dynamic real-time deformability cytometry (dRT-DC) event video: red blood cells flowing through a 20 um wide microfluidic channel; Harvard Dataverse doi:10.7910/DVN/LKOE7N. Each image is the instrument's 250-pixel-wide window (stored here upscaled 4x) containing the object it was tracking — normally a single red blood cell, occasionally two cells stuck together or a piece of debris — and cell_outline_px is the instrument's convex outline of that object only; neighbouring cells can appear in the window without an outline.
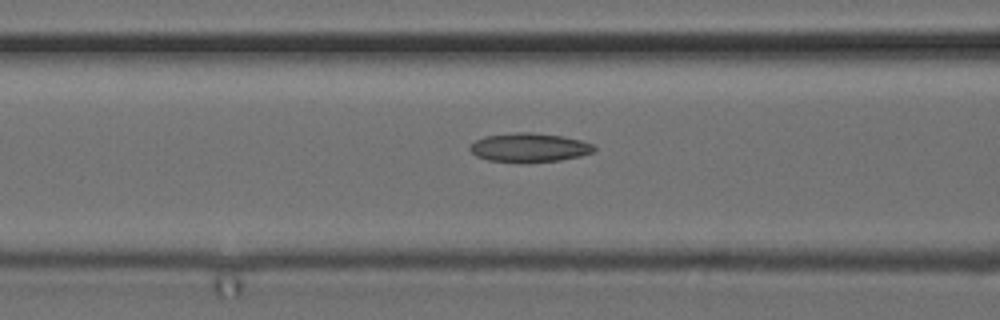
{"species": "common noctule bat (a hibernating species)", "species_latin": "Nyctalus noctula", "temperature_condition": "cold", "stored_images_in_passage": 25, "camera_frame_rate_fps": 3000, "um_per_image_px": 0.085, "animal": {"sex": "female", "body_mass_g": 24.6, "forearm_length_mm": 56.2}, "frame": {"image": 1, "passage_image": 22, "time_ms": 7.0, "image_size_px": [1000, 320], "cell_outline_px": [[596, 152], [580, 156], [560, 160], [488, 160], [476, 156], [468, 148], [468, 144], [484, 136], [516, 132], [532, 132], [564, 136], [596, 144]], "centroid_in_image_um": [45.02, 12.5], "position_along_channel_um": 121.6, "area_um2": 20.58}}
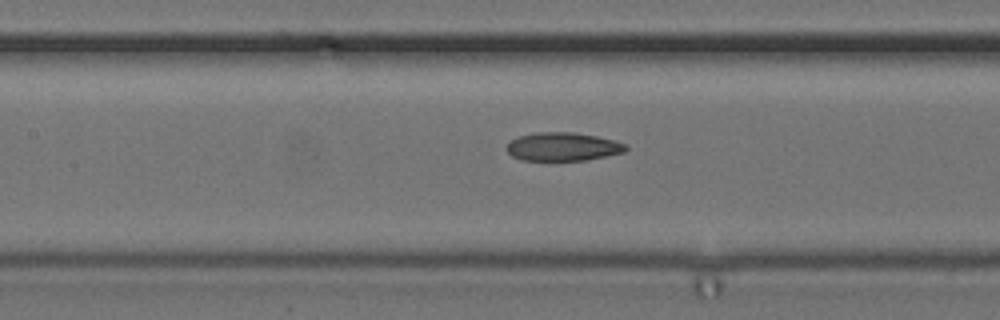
{"frame": {"image": 2, "passage_image": 25, "time_ms": 8.0, "image_size_px": [1000, 320], "cell_outline_px": [[628, 148], [624, 152], [608, 156], [588, 160], [520, 160], [512, 156], [504, 148], [512, 140], [520, 136], [536, 132], [572, 132], [596, 136], [628, 144]], "centroid_in_image_um": [47.85, 12.47], "position_along_channel_um": 159.5, "area_um2": 19.77}}